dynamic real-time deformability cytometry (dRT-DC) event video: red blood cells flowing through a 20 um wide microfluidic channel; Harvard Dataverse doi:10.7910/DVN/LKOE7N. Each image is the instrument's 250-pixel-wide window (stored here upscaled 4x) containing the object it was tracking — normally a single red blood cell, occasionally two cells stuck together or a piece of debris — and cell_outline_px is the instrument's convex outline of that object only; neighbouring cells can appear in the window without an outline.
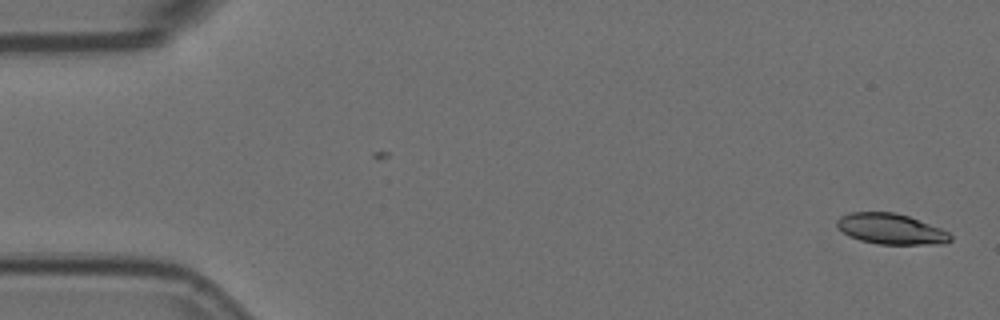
{"species": "Egyptian fruit bat (a non-hibernating species)", "species_latin": "Rousettus aegyptiacus", "temperature_condition": "room temperature", "stored_images_in_passage": 2, "camera_frame_rate_fps": 3000, "um_per_image_px": 0.085, "animal": {"sex": "female"}, "frame": {"image": 1, "passage_image": 2, "time_ms": 0.333, "image_size_px": [1000, 320], "cell_outline_px": [[952, 240], [944, 244], [876, 244], [860, 240], [848, 236], [836, 224], [836, 220], [840, 216], [848, 212], [896, 212], [908, 216], [940, 228], [948, 232], [952, 236]], "centroid_in_image_um": [75.72, 19.46], "position_along_channel_um": 9.3, "area_um2": 20.29}}